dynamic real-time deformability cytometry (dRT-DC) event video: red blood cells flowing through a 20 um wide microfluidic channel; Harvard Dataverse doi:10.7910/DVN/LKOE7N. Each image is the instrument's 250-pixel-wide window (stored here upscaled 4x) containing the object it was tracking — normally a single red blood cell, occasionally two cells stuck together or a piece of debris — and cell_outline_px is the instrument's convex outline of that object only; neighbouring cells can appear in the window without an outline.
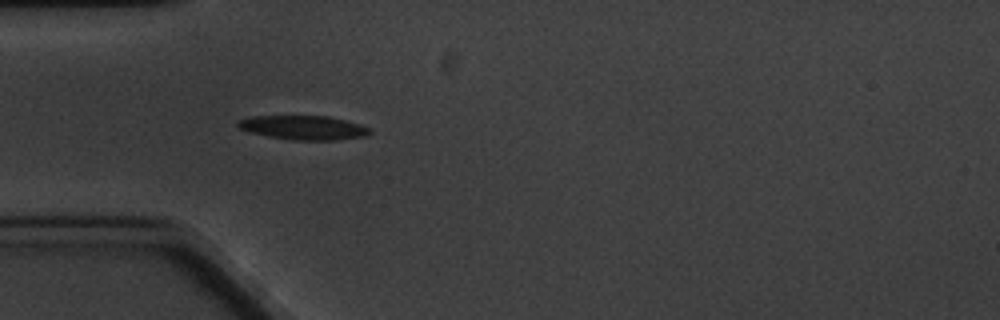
{"species": "common noctule bat (a hibernating species)", "species_latin": "Nyctalus noctula", "temperature_condition": "cold", "stored_images_in_passage": 5, "camera_frame_rate_fps": 3000, "um_per_image_px": 0.085, "animal": {"sex": "male", "body_mass_g": 20.1, "forearm_length_mm": 53.5}, "frame": {"image": 1, "passage_image": 5, "time_ms": 4.667, "image_size_px": [1000, 320], "cell_outline_px": [[372, 132], [364, 136], [336, 140], [292, 140], [268, 136], [248, 132], [240, 128], [236, 124], [236, 120], [252, 116], [328, 116], [360, 124], [368, 128]], "centroid_in_image_um": [25.75, 10.84], "position_along_channel_um": 59.3, "area_um2": 18.5}}